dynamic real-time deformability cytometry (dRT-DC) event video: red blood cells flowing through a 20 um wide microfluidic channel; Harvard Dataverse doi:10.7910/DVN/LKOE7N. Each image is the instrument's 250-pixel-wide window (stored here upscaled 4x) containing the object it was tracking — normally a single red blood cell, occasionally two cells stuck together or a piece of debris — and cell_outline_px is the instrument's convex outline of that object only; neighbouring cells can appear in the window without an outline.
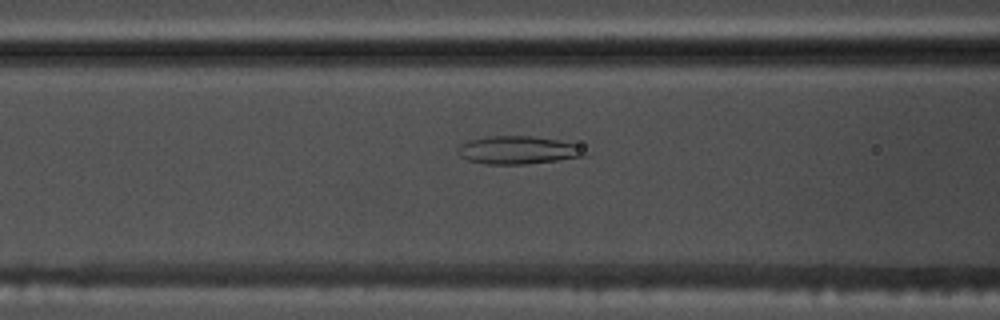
{"species": "common noctule bat (a hibernating species)", "species_latin": "Nyctalus noctula", "temperature_condition": "warm", "stored_images_in_passage": 54, "camera_frame_rate_fps": 3000, "um_per_image_px": 0.085, "animal": {"sex": "male", "body_mass_g": 17.5, "forearm_length_mm": 52.3}, "frame": {"image": 1, "passage_image": 22, "time_ms": 7.0, "image_size_px": [1000, 320], "cell_outline_px": [[588, 156], [524, 164], [484, 164], [468, 160], [460, 156], [456, 152], [460, 144], [468, 140], [488, 136], [532, 136], [556, 140], [572, 144]], "centroid_in_image_um": [43.91, 12.76], "position_along_channel_um": 122.7, "area_um2": 20.35}}
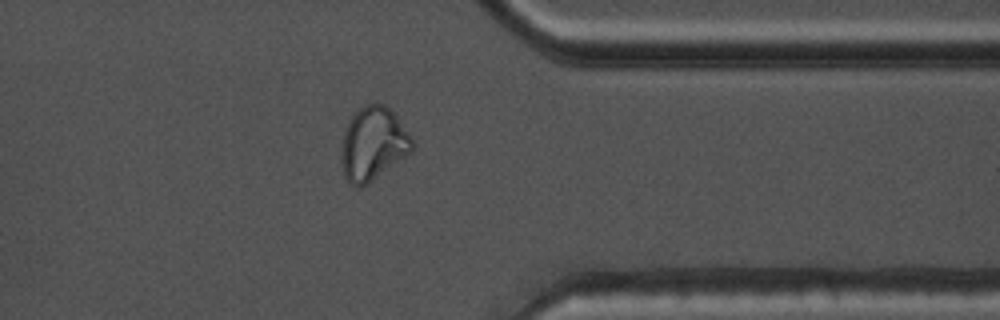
{"frame": {"image": 2, "passage_image": 43, "time_ms": 14.0, "image_size_px": [1000, 320], "cell_outline_px": [[416, 144], [412, 152], [368, 184], [360, 188], [356, 188], [348, 184], [344, 176], [340, 156], [344, 132], [352, 116], [364, 104], [376, 100], [384, 104], [396, 116], [412, 136]], "centroid_in_image_um": [31.73, 12.24], "position_along_channel_um": 379.7, "area_um2": 30.87}}
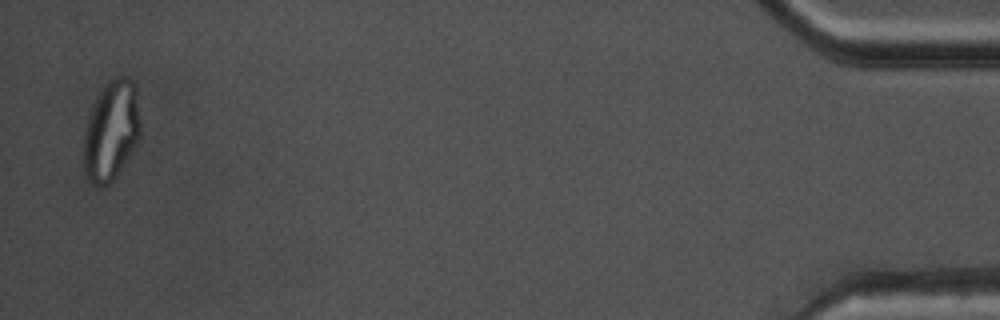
{"frame": {"image": 3, "passage_image": 53, "time_ms": 17.333, "image_size_px": [1000, 320], "cell_outline_px": [[140, 136], [136, 144], [112, 180], [108, 184], [100, 188], [92, 184], [88, 180], [84, 172], [84, 132], [92, 108], [104, 84], [116, 76], [128, 76], [136, 84], [140, 120]], "centroid_in_image_um": [9.46, 11.08], "position_along_channel_um": 425.7, "area_um2": 32.89}, "authors_computed_cell_mechanics": {"area_um2": 28.3509, "velocity_mm_per_s": 3.7772, "shape_relaxation_time_tau1_ms": null, "shape_relaxation_time_tau2_ms": 1.396, "deformation_change_tau1": null, "deformation_change_tau2": 0.0872}}